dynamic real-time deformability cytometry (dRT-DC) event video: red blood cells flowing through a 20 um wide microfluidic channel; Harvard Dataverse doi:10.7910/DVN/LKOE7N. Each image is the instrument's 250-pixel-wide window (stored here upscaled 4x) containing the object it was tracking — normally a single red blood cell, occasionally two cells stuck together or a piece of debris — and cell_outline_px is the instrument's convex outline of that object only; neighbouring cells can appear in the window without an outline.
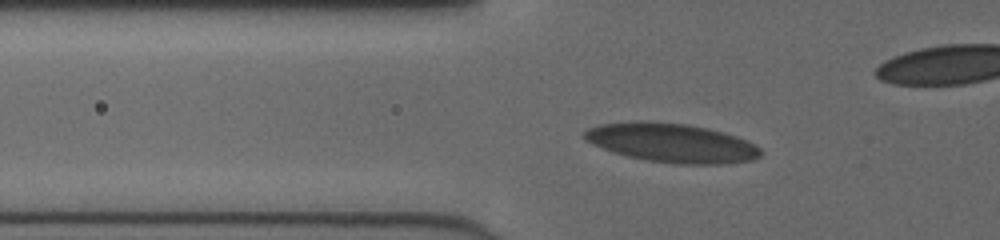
{"species": "human", "species_latin": "Homo sapiens", "temperature_condition": "cold", "stored_images_in_passage": 42, "camera_frame_rate_fps": 3000, "um_per_image_px": 0.085, "donor": {"sex": "female"}, "frame": {"image": 1, "passage_image": 9, "time_ms": 2.667, "image_size_px": [1000, 240], "cell_outline_px": [[760, 156], [752, 160], [720, 164], [680, 164], [648, 160], [628, 156], [612, 152], [592, 144], [584, 140], [584, 132], [588, 128], [600, 124], [632, 120], [640, 120], [688, 124], [708, 128], [724, 132], [736, 136], [760, 148]], "centroid_in_image_um": [57.04, 12.13], "position_along_channel_um": 68.8, "area_um2": 40.06}}
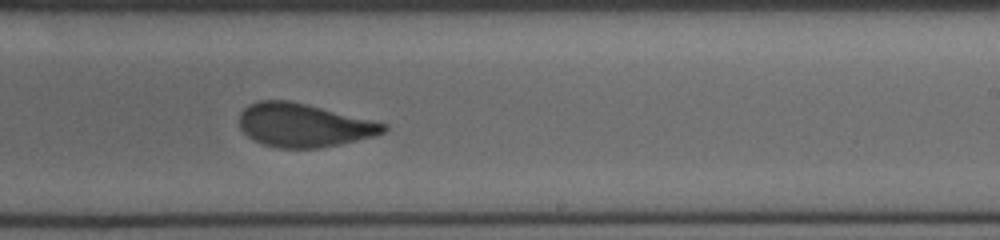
{"frame": {"image": 2, "passage_image": 24, "time_ms": 7.667, "image_size_px": [1000, 240], "cell_outline_px": [[388, 128], [384, 132], [376, 136], [340, 144], [320, 148], [280, 148], [264, 144], [248, 136], [240, 128], [240, 112], [248, 104], [260, 100], [288, 100], [388, 124]], "centroid_in_image_um": [25.81, 10.64], "position_along_channel_um": 263.2, "area_um2": 36.24}}
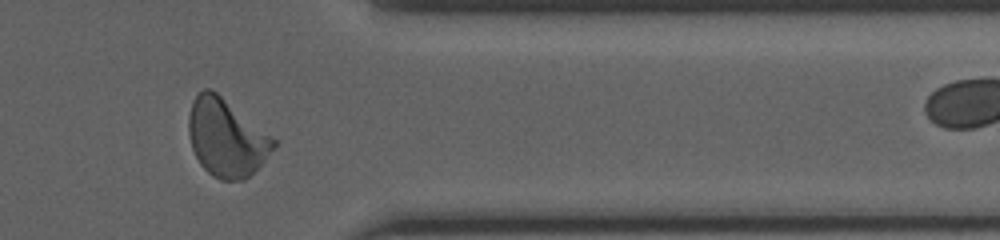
{"frame": {"image": 3, "passage_image": 34, "time_ms": 11.0, "image_size_px": [1000, 240], "cell_outline_px": [[276, 144], [264, 160], [244, 180], [220, 180], [212, 176], [200, 164], [192, 148], [188, 132], [188, 116], [192, 100], [204, 88], [208, 88], [216, 92], [276, 140]], "centroid_in_image_um": [19.19, 11.71], "position_along_channel_um": 392.2, "area_um2": 37.74}, "authors_computed_cell_mechanics": {"area_um2": 37.3099, "velocity_mm_per_s": 4.0422, "shape_relaxation_time_tau1_ms": 6.2929, "shape_relaxation_time_tau2_ms": 0.6916, "deformation_change_tau1": 0.1926, "deformation_change_tau2": 0.0807}}